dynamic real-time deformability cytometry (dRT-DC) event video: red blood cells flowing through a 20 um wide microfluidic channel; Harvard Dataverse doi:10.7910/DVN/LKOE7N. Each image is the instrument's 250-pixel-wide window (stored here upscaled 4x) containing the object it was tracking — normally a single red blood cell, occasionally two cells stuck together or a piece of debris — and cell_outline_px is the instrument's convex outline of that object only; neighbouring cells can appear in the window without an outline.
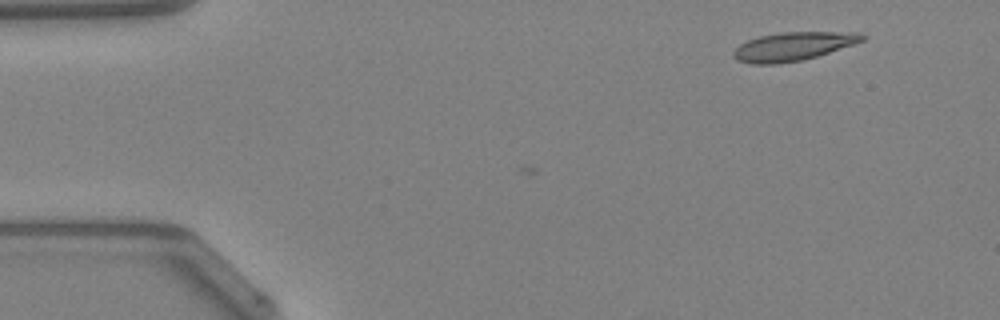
{"species": "Egyptian fruit bat (a non-hibernating species)", "species_latin": "Rousettus aegyptiacus", "temperature_condition": "warm", "stored_images_in_passage": 5, "camera_frame_rate_fps": 3000, "um_per_image_px": 0.085, "animal": {"sex": "female"}, "frame": {"image": 1, "passage_image": 5, "time_ms": 1.333, "image_size_px": [1000, 320], "cell_outline_px": [[868, 36], [864, 40], [816, 56], [800, 60], [776, 64], [752, 64], [736, 60], [732, 56], [732, 52], [740, 44], [748, 40], [760, 36], [780, 32], [860, 32]], "centroid_in_image_um": [67.39, 3.93], "position_along_channel_um": 17.6, "area_um2": 21.27}}